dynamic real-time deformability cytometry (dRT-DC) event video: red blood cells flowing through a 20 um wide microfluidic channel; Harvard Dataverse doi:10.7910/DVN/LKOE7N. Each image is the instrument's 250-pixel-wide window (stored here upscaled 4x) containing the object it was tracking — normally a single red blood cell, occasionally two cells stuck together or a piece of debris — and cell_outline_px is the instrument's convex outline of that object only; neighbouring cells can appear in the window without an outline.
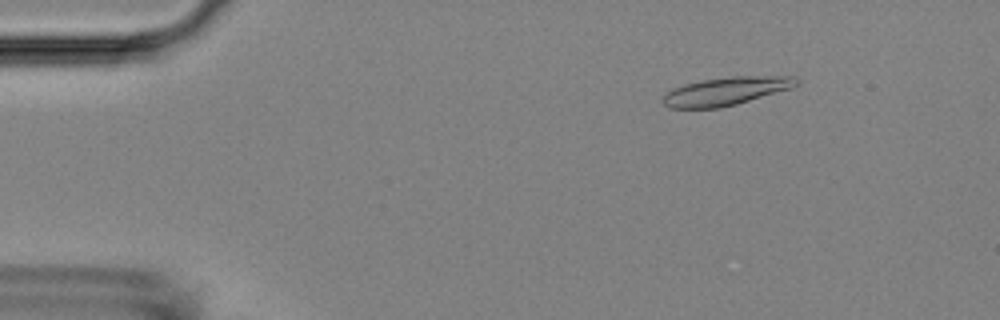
{"species": "Egyptian fruit bat (a non-hibernating species)", "species_latin": "Rousettus aegyptiacus", "temperature_condition": "room temperature", "stored_images_in_passage": 50, "camera_frame_rate_fps": 3000, "um_per_image_px": 0.085, "animal": {"sex": "female"}, "frame": {"image": 1, "passage_image": 3, "time_ms": 0.667, "image_size_px": [1000, 320], "cell_outline_px": [[800, 80], [792, 88], [736, 104], [720, 108], [672, 108], [664, 104], [660, 100], [672, 88], [684, 84], [704, 80], [732, 76], [796, 76]], "centroid_in_image_um": [61.71, 7.75], "position_along_channel_um": 23.3, "area_um2": 21.85}}
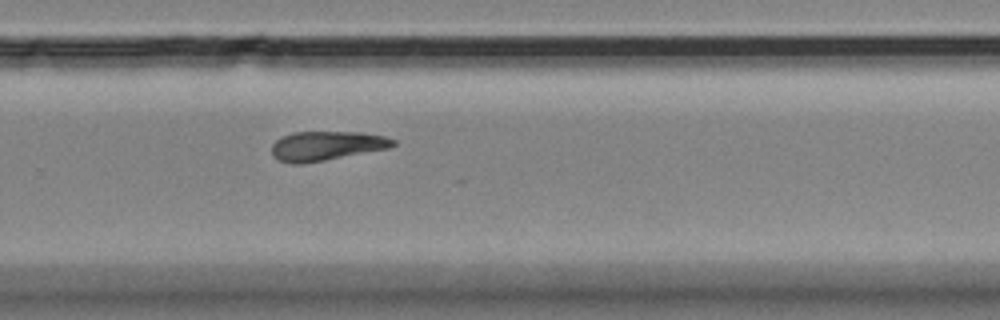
{"frame": {"image": 2, "passage_image": 32, "time_ms": 10.333, "image_size_px": [1000, 320], "cell_outline_px": [[396, 144], [388, 148], [304, 164], [292, 164], [276, 160], [272, 156], [272, 144], [276, 140], [292, 132], [360, 132], [388, 136], [396, 140]], "centroid_in_image_um": [27.74, 12.4], "position_along_channel_um": 302.1, "area_um2": 20.87}}
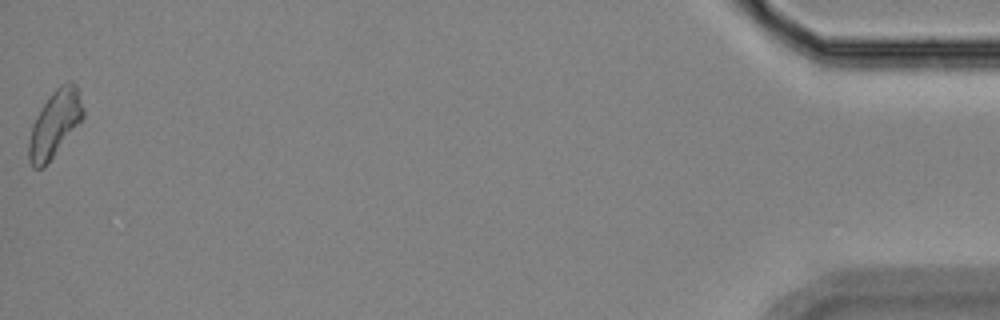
{"frame": {"image": 3, "passage_image": 50, "time_ms": 16.333, "image_size_px": [1000, 320], "cell_outline_px": [[84, 116], [80, 124], [44, 168], [32, 168], [28, 160], [28, 144], [32, 124], [40, 108], [48, 96], [60, 84], [68, 80], [72, 80], [76, 84], [84, 108]], "centroid_in_image_um": [4.66, 10.51], "position_along_channel_um": 430.5, "area_um2": 21.5}, "authors_computed_cell_mechanics": {"area_um2": 21.0392, "velocity_mm_per_s": 3.6653, "shape_relaxation_time_tau1_ms": null, "shape_relaxation_time_tau2_ms": 3.6831, "deformation_change_tau1": null, "deformation_change_tau2": 0.1223}}